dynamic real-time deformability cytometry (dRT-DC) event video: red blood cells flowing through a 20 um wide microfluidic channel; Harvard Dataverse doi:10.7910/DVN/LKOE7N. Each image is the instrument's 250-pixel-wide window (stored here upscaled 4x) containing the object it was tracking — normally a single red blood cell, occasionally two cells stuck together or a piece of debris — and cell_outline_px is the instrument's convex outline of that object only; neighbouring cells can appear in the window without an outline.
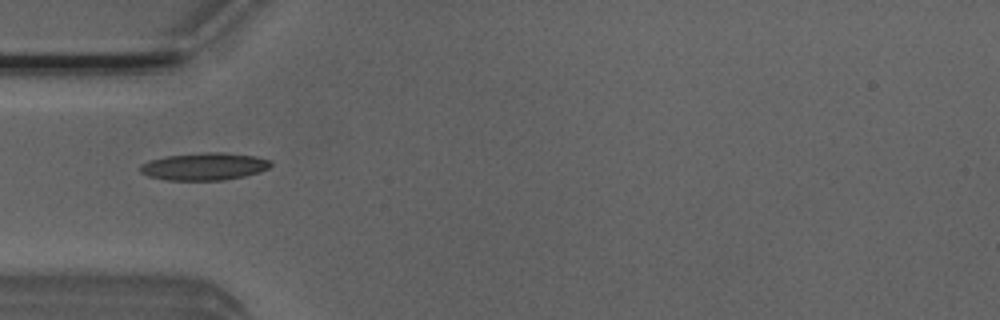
{"species": "Egyptian fruit bat (a non-hibernating species)", "species_latin": "Rousettus aegyptiacus", "temperature_condition": "room temperature", "stored_images_in_passage": 6, "camera_frame_rate_fps": 3000, "um_per_image_px": 0.085, "animal": {"sex": "male"}, "frame": {"image": 1, "passage_image": 5, "time_ms": 1.333, "image_size_px": [1000, 320], "cell_outline_px": [[272, 164], [268, 168], [260, 172], [244, 176], [224, 180], [168, 180], [148, 176], [140, 172], [140, 164], [148, 160], [164, 156], [200, 152], [220, 152], [256, 156], [268, 160]], "centroid_in_image_um": [17.33, 14.14], "position_along_channel_um": 67.7, "area_um2": 20.98}}